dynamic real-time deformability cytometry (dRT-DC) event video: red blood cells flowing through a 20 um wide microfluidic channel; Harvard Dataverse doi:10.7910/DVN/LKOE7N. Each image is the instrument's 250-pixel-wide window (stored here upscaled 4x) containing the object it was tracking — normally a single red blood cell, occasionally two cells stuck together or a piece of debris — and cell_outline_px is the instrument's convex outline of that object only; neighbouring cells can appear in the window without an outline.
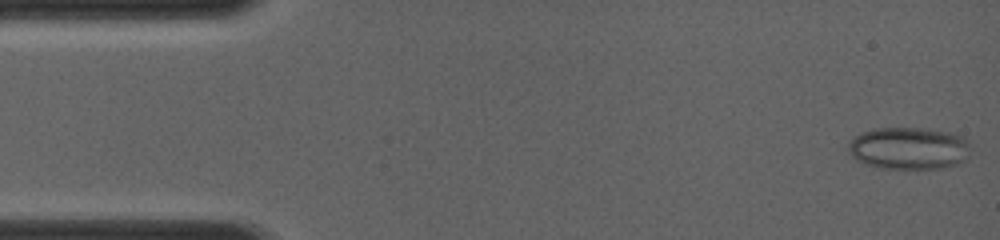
{"species": "common noctule bat (a hibernating species)", "species_latin": "Nyctalus noctula", "temperature_condition": "room temperature", "stored_images_in_passage": 11, "camera_frame_rate_fps": 4000, "um_per_image_px": 0.085, "animal": {"sex": "female", "body_mass_g": 19.0, "forearm_length_mm": 56.7}, "frame": {"image": 1, "passage_image": 1, "time_ms": 0.0, "image_size_px": [1000, 240], "cell_outline_px": [[968, 148], [964, 160], [956, 164], [940, 168], [884, 168], [868, 164], [856, 160], [848, 152], [848, 144], [852, 136], [876, 128], [928, 128], [948, 132], [964, 136], [968, 144]], "centroid_in_image_um": [77.21, 12.58], "position_along_channel_um": 7.8, "area_um2": 29.88}}
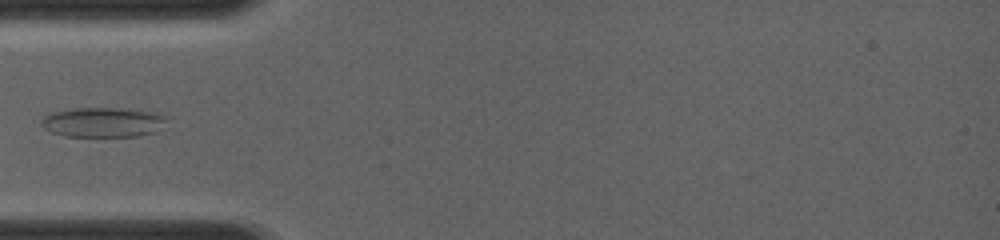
{"frame": {"image": 2, "passage_image": 10, "time_ms": 4.0, "image_size_px": [1000, 240], "cell_outline_px": [[164, 120], [152, 132], [140, 136], [64, 136], [52, 132], [44, 128], [40, 124], [40, 120], [44, 116], [52, 112], [76, 108], [120, 108], [160, 112], [164, 116]], "centroid_in_image_um": [8.67, 10.38], "position_along_channel_um": 76.3, "area_um2": 21.5}}